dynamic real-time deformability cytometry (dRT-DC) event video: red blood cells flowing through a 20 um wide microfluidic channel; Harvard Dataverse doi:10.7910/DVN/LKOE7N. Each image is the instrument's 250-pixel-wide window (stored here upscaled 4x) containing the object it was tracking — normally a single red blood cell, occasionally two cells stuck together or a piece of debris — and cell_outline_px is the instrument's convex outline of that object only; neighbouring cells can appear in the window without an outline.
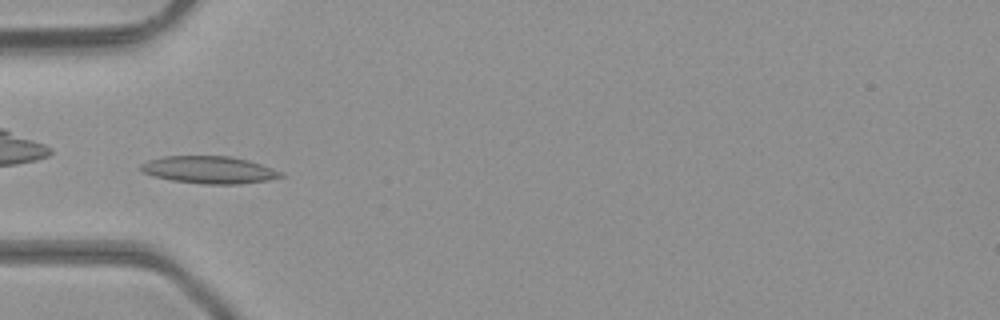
{"species": "common noctule bat (a hibernating species)", "species_latin": "Nyctalus noctula", "temperature_condition": "room temperature", "stored_images_in_passage": 5, "camera_frame_rate_fps": 3000, "um_per_image_px": 0.085, "animal": {"sex": "male", "body_mass_g": 23.1, "forearm_length_mm": 52.7}, "frame": {"image": 1, "passage_image": 5, "time_ms": 1.333, "image_size_px": [1000, 320], "cell_outline_px": [[284, 176], [268, 180], [240, 184], [204, 184], [172, 180], [152, 176], [140, 172], [136, 168], [140, 164], [148, 160], [164, 156], [228, 156], [248, 160], [272, 168], [280, 172]], "centroid_in_image_um": [17.69, 14.43], "position_along_channel_um": 67.3, "area_um2": 22.37}}